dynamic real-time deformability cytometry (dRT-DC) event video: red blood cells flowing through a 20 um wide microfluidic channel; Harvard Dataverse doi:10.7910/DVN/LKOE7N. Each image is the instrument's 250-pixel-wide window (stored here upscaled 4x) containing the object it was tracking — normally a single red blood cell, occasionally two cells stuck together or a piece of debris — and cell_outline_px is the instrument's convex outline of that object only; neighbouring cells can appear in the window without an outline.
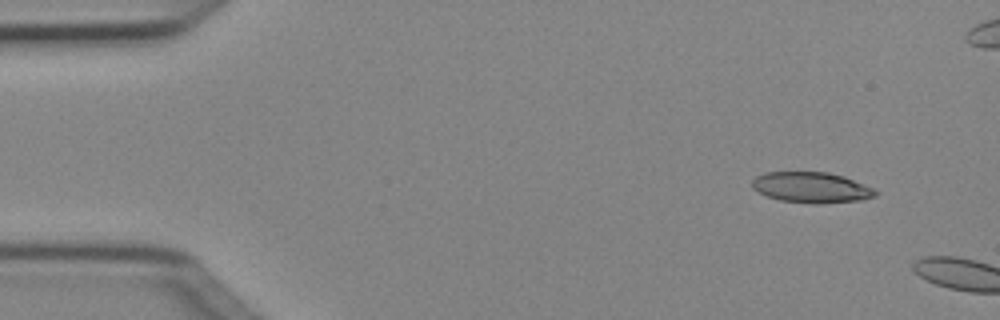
{"species": "Egyptian fruit bat (a non-hibernating species)", "species_latin": "Rousettus aegyptiacus", "temperature_condition": "cold", "stored_images_in_passage": 2, "camera_frame_rate_fps": 3000, "um_per_image_px": 0.085, "animal": {"sex": "female"}, "frame": {"image": 1, "passage_image": 1, "time_ms": 0.0, "image_size_px": [1000, 320], "cell_outline_px": [[880, 192], [876, 196], [864, 200], [816, 204], [812, 204], [780, 200], [768, 196], [752, 188], [752, 180], [756, 176], [764, 172], [828, 172], [844, 176], [872, 188]], "centroid_in_image_um": [68.99, 15.94], "position_along_channel_um": 16.0, "area_um2": 22.14}}